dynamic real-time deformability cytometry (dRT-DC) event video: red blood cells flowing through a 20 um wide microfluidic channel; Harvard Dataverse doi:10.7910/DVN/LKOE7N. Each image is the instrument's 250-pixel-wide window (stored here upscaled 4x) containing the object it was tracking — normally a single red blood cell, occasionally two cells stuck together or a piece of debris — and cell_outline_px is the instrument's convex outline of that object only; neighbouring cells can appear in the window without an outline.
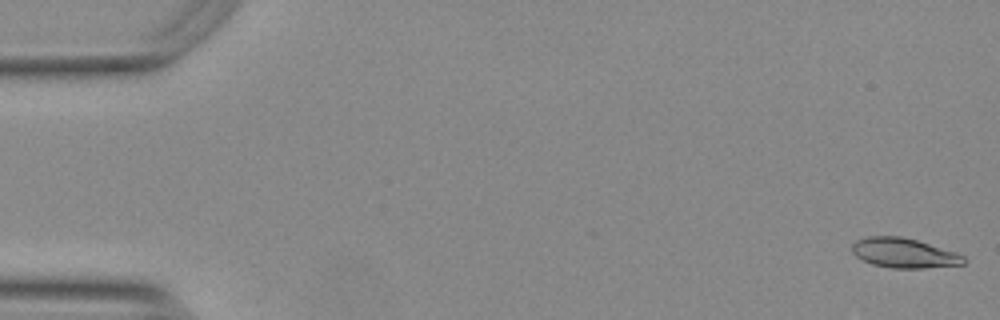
{"species": "Egyptian fruit bat (a non-hibernating species)", "species_latin": "Rousettus aegyptiacus", "temperature_condition": "warm", "stored_images_in_passage": 52, "segment_of_instrument_passage": [1, 2], "camera_frame_rate_fps": 3000, "um_per_image_px": 0.085, "animal": {"sex": "female"}, "frame": {"image": 1, "passage_image": 1, "time_ms": 0.0, "image_size_px": [1000, 320], "cell_outline_px": [[968, 260], [964, 264], [924, 268], [892, 268], [872, 264], [856, 256], [852, 252], [852, 244], [856, 240], [868, 236], [900, 236], [916, 240], [956, 252], [964, 256]], "centroid_in_image_um": [76.85, 21.5], "position_along_channel_um": 8.2, "area_um2": 19.31}}
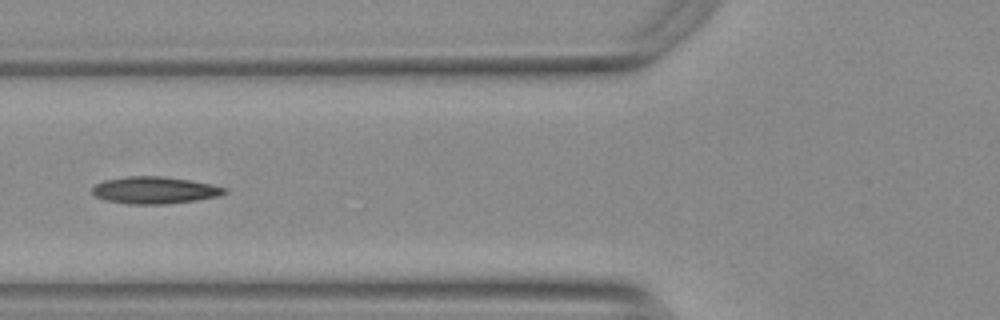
{"frame": {"image": 2, "passage_image": 21, "time_ms": 6.667, "image_size_px": [1000, 320], "cell_outline_px": [[228, 192], [216, 196], [196, 200], [164, 204], [128, 204], [108, 200], [96, 196], [92, 192], [92, 188], [96, 184], [104, 180], [128, 176], [160, 176], [188, 180], [208, 184], [224, 188]], "centroid_in_image_um": [13.1, 16.16], "position_along_channel_um": 112.7, "area_um2": 20.4}}
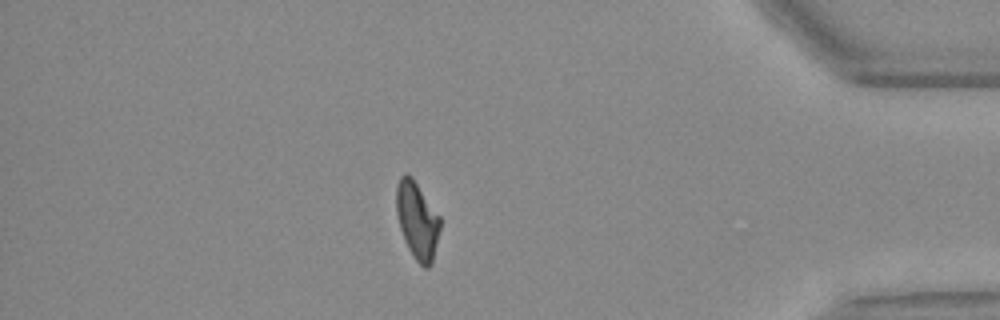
{"frame": {"image": 3, "passage_image": 47, "time_ms": 15.333, "image_size_px": [1000, 320], "cell_outline_px": [[440, 228], [432, 264], [428, 268], [424, 268], [416, 260], [408, 248], [404, 240], [400, 228], [396, 212], [396, 188], [400, 176], [404, 172], [412, 176], [440, 216]], "centroid_in_image_um": [35.45, 18.72], "position_along_channel_um": 399.7, "area_um2": 19.77}}